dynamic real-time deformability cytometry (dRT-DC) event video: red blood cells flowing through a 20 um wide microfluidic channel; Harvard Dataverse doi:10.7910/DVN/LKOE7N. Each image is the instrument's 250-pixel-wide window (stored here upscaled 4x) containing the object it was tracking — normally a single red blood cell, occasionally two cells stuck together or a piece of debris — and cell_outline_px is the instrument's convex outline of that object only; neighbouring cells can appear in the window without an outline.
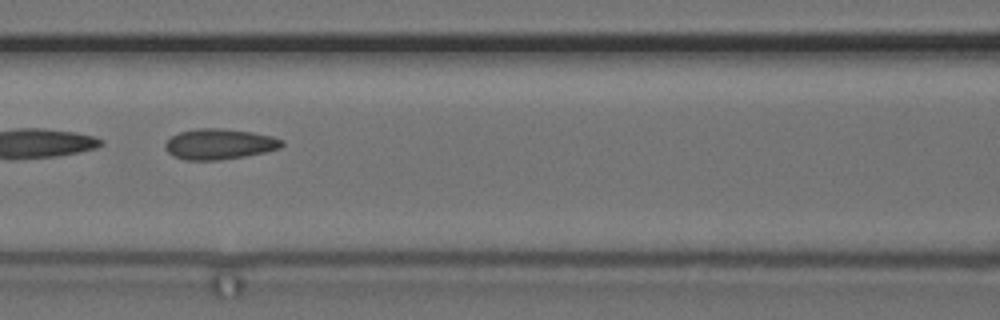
{"species": "common noctule bat (a hibernating species)", "species_latin": "Nyctalus noctula", "temperature_condition": "cold", "stored_images_in_passage": 26, "camera_frame_rate_fps": 3000, "um_per_image_px": 0.085, "animal": {"sex": "female", "body_mass_g": 24.6, "forearm_length_mm": 56.2}, "frame": {"image": 1, "passage_image": 9, "time_ms": 2.667, "image_size_px": [1000, 320], "cell_outline_px": [[284, 144], [280, 148], [264, 152], [244, 156], [220, 160], [184, 160], [172, 156], [164, 148], [164, 144], [172, 136], [180, 132], [196, 128], [220, 128], [252, 132], [272, 136], [284, 140]], "centroid_in_image_um": [18.63, 12.25], "position_along_channel_um": 148.0, "area_um2": 20.87}}
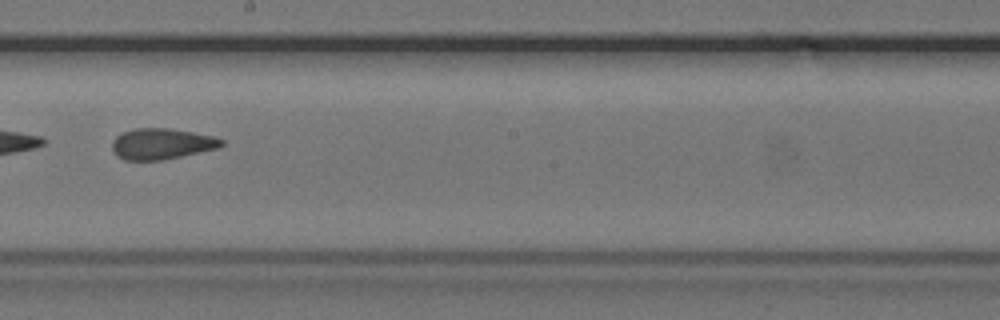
{"frame": {"image": 2, "passage_image": 16, "time_ms": 5.0, "image_size_px": [1000, 320], "cell_outline_px": [[224, 144], [220, 148], [164, 160], [124, 160], [116, 156], [112, 152], [112, 140], [116, 136], [124, 132], [136, 128], [168, 128], [216, 136], [224, 140]], "centroid_in_image_um": [13.76, 12.23], "position_along_channel_um": 234.4, "area_um2": 20.0}}
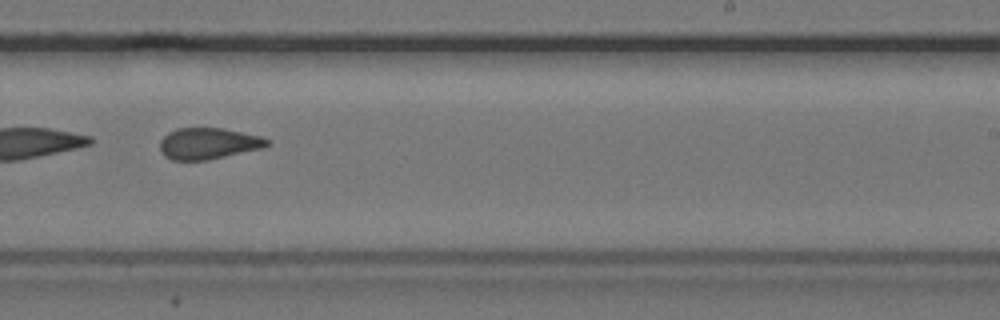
{"frame": {"image": 3, "passage_image": 19, "time_ms": 6.0, "image_size_px": [1000, 320], "cell_outline_px": [[268, 144], [264, 148], [208, 160], [172, 160], [164, 156], [160, 152], [160, 140], [168, 132], [176, 128], [224, 128], [260, 136], [268, 140]], "centroid_in_image_um": [17.68, 12.2], "position_along_channel_um": 271.3, "area_um2": 19.65}}